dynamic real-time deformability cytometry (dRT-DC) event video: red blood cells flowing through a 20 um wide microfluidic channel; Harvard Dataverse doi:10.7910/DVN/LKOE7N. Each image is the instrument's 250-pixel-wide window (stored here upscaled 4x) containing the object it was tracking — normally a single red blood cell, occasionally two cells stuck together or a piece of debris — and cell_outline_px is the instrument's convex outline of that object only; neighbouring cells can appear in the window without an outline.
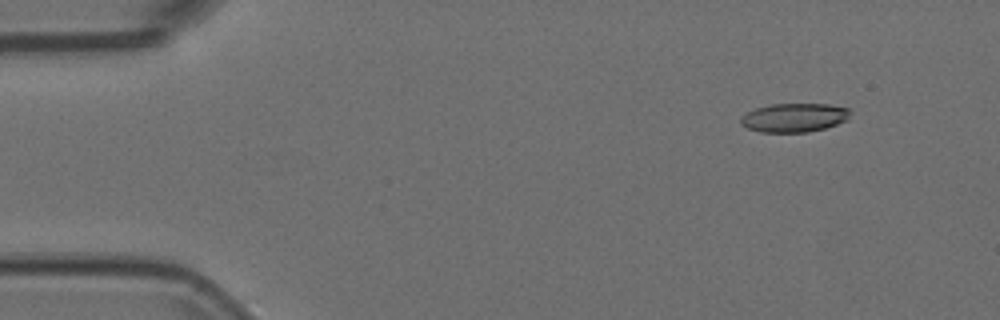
{"species": "Egyptian fruit bat (a non-hibernating species)", "species_latin": "Rousettus aegyptiacus", "temperature_condition": "room temperature", "stored_images_in_passage": 46, "camera_frame_rate_fps": 3000, "um_per_image_px": 0.085, "animal": {"sex": "female"}, "frame": {"image": 1, "passage_image": 1, "time_ms": 0.0, "image_size_px": [1000, 320], "cell_outline_px": [[848, 120], [824, 128], [808, 132], [760, 132], [748, 128], [740, 124], [740, 120], [748, 112], [756, 108], [772, 104], [828, 104], [848, 108]], "centroid_in_image_um": [67.5, 10.0], "position_along_channel_um": 17.5, "area_um2": 18.15}}
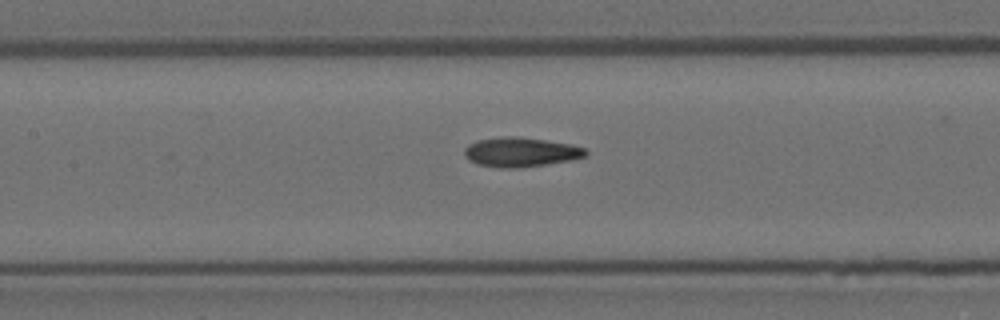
{"frame": {"image": 2, "passage_image": 20, "time_ms": 6.333, "image_size_px": [1000, 320], "cell_outline_px": [[588, 156], [572, 160], [520, 168], [500, 168], [476, 164], [468, 160], [464, 156], [464, 148], [468, 144], [480, 140], [504, 136], [516, 136], [572, 144], [584, 148], [588, 152]], "centroid_in_image_um": [44.26, 12.94], "position_along_channel_um": 163.1, "area_um2": 20.98}}
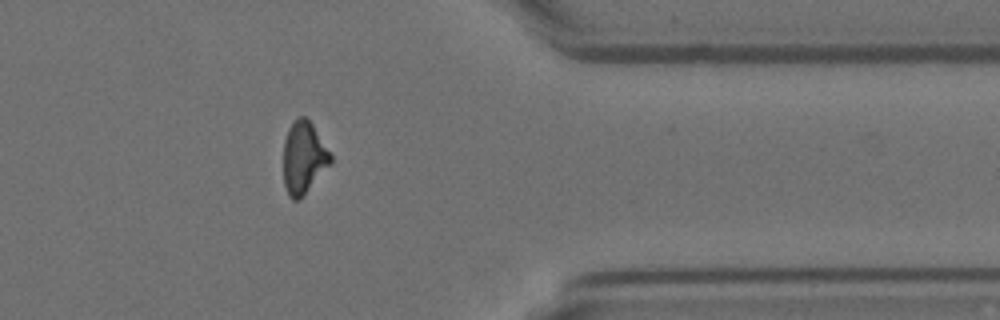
{"frame": {"image": 3, "passage_image": 39, "time_ms": 12.667, "image_size_px": [1000, 320], "cell_outline_px": [[332, 164], [300, 200], [292, 200], [288, 196], [284, 184], [284, 140], [288, 128], [300, 116], [304, 116], [312, 124], [332, 156]], "centroid_in_image_um": [25.82, 13.46], "position_along_channel_um": 385.6, "area_um2": 19.88}}